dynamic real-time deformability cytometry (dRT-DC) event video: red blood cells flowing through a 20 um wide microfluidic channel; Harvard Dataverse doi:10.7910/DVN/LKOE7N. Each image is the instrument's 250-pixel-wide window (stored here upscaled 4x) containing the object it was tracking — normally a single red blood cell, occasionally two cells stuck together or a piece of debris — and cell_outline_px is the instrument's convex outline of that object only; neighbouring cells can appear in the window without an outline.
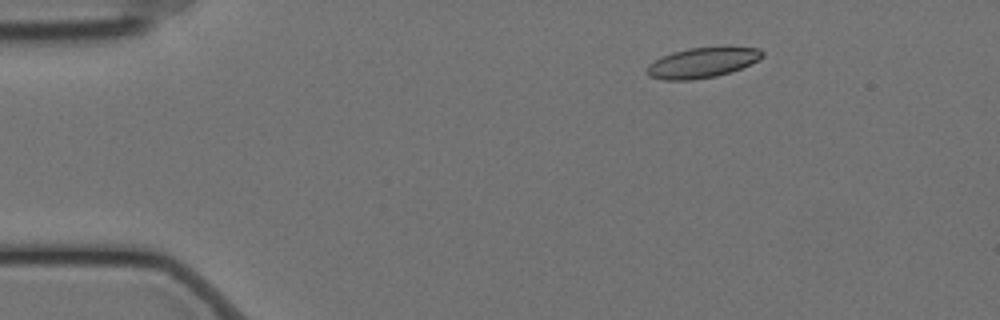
{"species": "Egyptian fruit bat (a non-hibernating species)", "species_latin": "Rousettus aegyptiacus", "temperature_condition": "cold", "stored_images_in_passage": 58, "camera_frame_rate_fps": 3000, "um_per_image_px": 0.085, "animal": {"sex": "female"}, "frame": {"image": 1, "passage_image": 9, "time_ms": 2.667, "image_size_px": [1000, 320], "cell_outline_px": [[764, 56], [740, 68], [716, 76], [692, 80], [664, 80], [648, 76], [648, 64], [660, 56], [672, 52], [688, 48], [724, 44], [728, 44], [760, 48], [764, 52]], "centroid_in_image_um": [59.73, 5.26], "position_along_channel_um": 25.3, "area_um2": 20.98}}
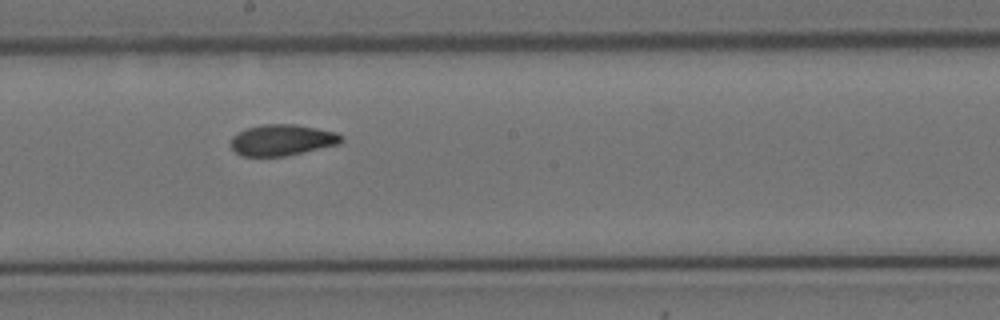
{"frame": {"image": 2, "passage_image": 32, "time_ms": 10.333, "image_size_px": [1000, 320], "cell_outline_px": [[344, 140], [340, 144], [284, 156], [240, 156], [232, 148], [232, 136], [236, 132], [260, 124], [296, 124], [336, 132], [344, 136]], "centroid_in_image_um": [24.0, 11.89], "position_along_channel_um": 224.2, "area_um2": 20.11}}
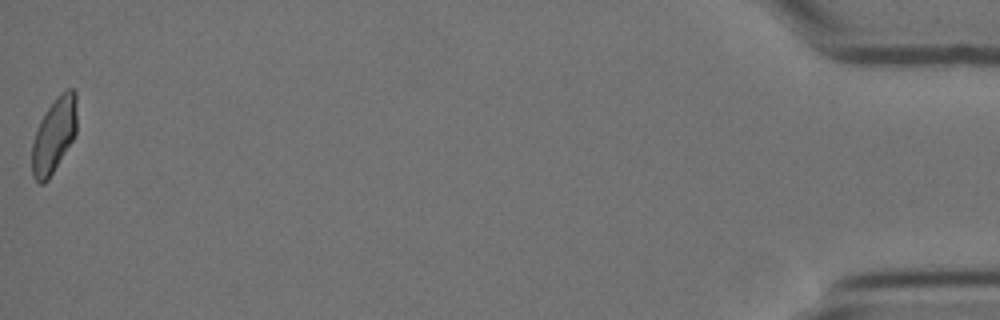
{"frame": {"image": 3, "passage_image": 58, "time_ms": 19.0, "image_size_px": [1000, 320], "cell_outline_px": [[76, 136], [48, 180], [44, 184], [40, 184], [32, 176], [32, 144], [40, 120], [56, 96], [60, 92], [68, 88], [72, 88], [76, 92]], "centroid_in_image_um": [4.6, 11.49], "position_along_channel_um": 430.6, "area_um2": 19.77}, "authors_computed_cell_mechanics": {"area_um2": 20.2878, "velocity_mm_per_s": 3.4971, "shape_relaxation_time_tau1_ms": 9.0991, "shape_relaxation_time_tau2_ms": 2.0125, "deformation_change_tau1": 0.1689, "deformation_change_tau2": 0.0545}}